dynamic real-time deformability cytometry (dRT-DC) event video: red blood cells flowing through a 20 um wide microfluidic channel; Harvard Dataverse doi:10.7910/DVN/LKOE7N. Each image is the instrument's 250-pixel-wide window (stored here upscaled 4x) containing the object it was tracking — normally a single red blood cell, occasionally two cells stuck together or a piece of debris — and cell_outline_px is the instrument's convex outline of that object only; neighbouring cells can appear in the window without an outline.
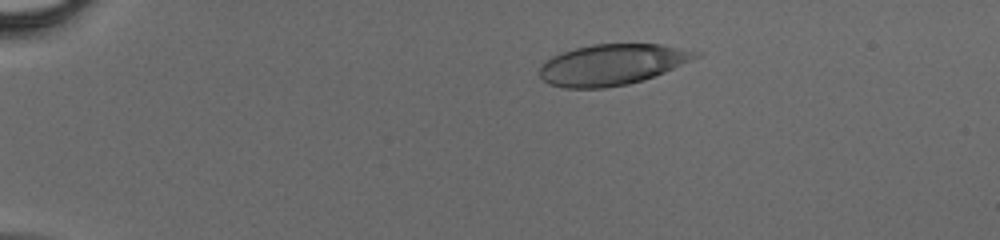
{"species": "human", "species_latin": "Homo sapiens", "temperature_condition": "cold", "stored_images_in_passage": 38, "camera_frame_rate_fps": 3000, "um_per_image_px": 0.085, "donor": {"sex": "male"}, "frame": {"image": 1, "passage_image": 1, "time_ms": 0.0, "image_size_px": [1000, 240], "cell_outline_px": [[704, 52], [700, 56], [664, 72], [644, 80], [628, 84], [604, 88], [564, 88], [548, 84], [540, 76], [540, 68], [544, 60], [552, 56], [576, 48], [592, 44], [660, 44]], "centroid_in_image_um": [52.03, 5.49], "position_along_channel_um": 33.0, "area_um2": 37.17}}
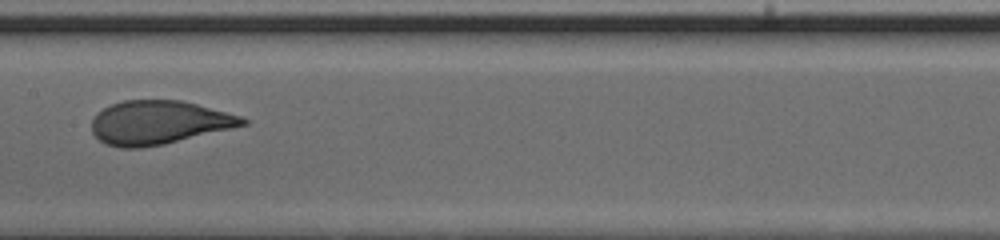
{"frame": {"image": 2, "passage_image": 17, "time_ms": 5.333, "image_size_px": [1000, 240], "cell_outline_px": [[248, 124], [232, 128], [164, 144], [140, 148], [120, 148], [104, 144], [92, 132], [92, 120], [96, 112], [112, 104], [124, 100], [180, 100], [196, 104], [240, 116], [248, 120]], "centroid_in_image_um": [13.45, 10.42], "position_along_channel_um": 193.9, "area_um2": 38.21}}
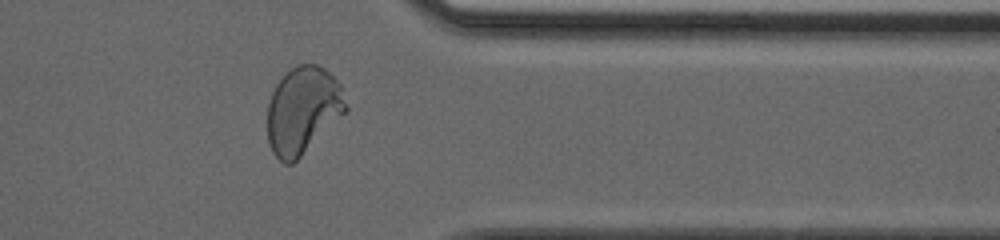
{"frame": {"image": 3, "passage_image": 30, "time_ms": 9.667, "image_size_px": [1000, 240], "cell_outline_px": [[348, 112], [292, 164], [284, 164], [272, 152], [268, 144], [268, 104], [272, 92], [276, 84], [296, 64], [316, 64], [324, 68], [340, 84], [348, 108]], "centroid_in_image_um": [25.76, 9.39], "position_along_channel_um": 385.6, "area_um2": 39.82}}